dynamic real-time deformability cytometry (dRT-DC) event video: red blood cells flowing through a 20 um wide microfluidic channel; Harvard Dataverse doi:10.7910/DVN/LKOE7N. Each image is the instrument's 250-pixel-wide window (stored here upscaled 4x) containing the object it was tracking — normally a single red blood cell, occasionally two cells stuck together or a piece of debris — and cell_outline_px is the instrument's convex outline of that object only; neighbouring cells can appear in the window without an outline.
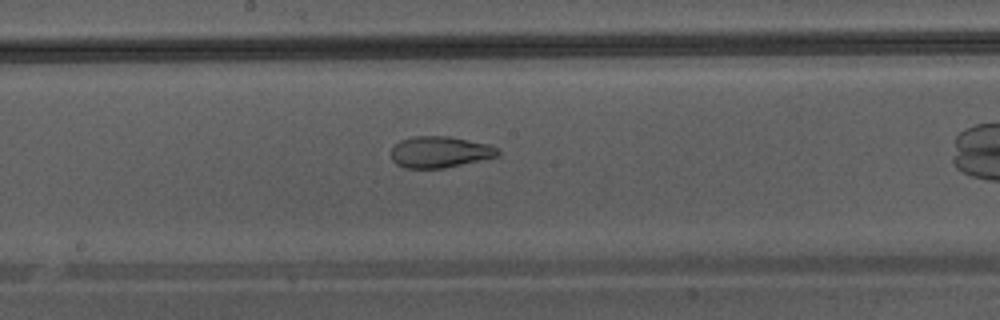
{"species": "Egyptian fruit bat (a non-hibernating species)", "species_latin": "Rousettus aegyptiacus", "temperature_condition": "warm", "stored_images_in_passage": 25, "camera_frame_rate_fps": 3000, "um_per_image_px": 0.085, "animal": {"sex": "male"}, "frame": {"image": 1, "passage_image": 18, "time_ms": 5.667, "image_size_px": [1000, 320], "cell_outline_px": [[500, 152], [496, 156], [444, 168], [404, 168], [396, 164], [392, 160], [392, 148], [400, 140], [412, 136], [448, 136], [488, 144], [496, 148]], "centroid_in_image_um": [37.33, 12.91], "position_along_channel_um": 210.9, "area_um2": 19.25}}